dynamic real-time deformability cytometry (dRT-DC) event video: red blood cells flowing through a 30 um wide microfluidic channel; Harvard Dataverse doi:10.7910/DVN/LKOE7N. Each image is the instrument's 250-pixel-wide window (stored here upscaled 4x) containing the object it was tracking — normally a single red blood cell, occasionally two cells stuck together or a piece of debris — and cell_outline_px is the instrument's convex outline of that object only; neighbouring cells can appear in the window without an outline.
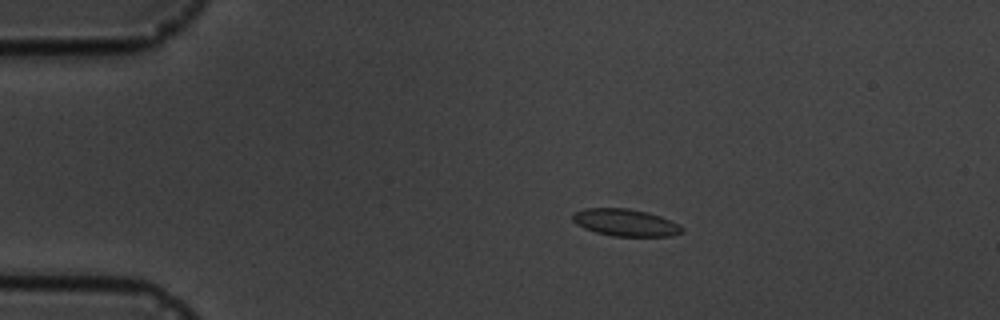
{"species": "common noctule bat (a hibernating species)", "species_latin": "Nyctalus noctula", "temperature_condition": "cold", "stored_images_in_passage": 4, "camera_frame_rate_fps": 3000, "um_per_image_px": 0.085, "animal": {"sex": "male", "body_mass_g": 19.5, "forearm_length_mm": 54.6}, "frame": {"image": 1, "passage_image": 3, "time_ms": 2.333, "image_size_px": [1000, 320], "cell_outline_px": [[684, 232], [672, 236], [612, 236], [596, 232], [584, 228], [576, 224], [572, 220], [572, 212], [584, 208], [628, 208], [648, 212], [660, 216], [680, 224], [684, 228]], "centroid_in_image_um": [53.16, 18.91], "position_along_channel_um": 31.8, "area_um2": 17.51}}